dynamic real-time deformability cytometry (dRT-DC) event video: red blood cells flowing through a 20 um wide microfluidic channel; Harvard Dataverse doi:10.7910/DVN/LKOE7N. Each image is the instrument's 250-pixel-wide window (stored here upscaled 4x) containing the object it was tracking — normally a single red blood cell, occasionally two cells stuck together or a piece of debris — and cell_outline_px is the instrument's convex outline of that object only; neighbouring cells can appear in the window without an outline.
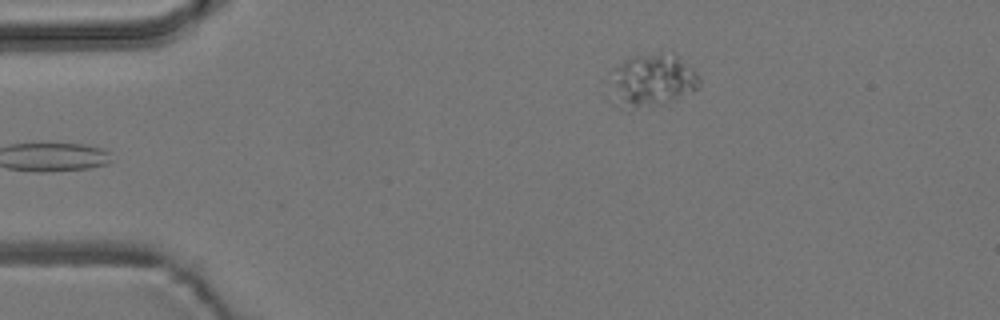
{"species": "common noctule bat (a hibernating species)", "species_latin": "Nyctalus noctula", "temperature_condition": "room temperature", "stored_images_in_passage": 5, "camera_frame_rate_fps": 3000, "um_per_image_px": 0.085, "animal": {"sex": "male", "body_mass_g": 19.2, "forearm_length_mm": 51.8}, "frame": {"image": 1, "passage_image": 5, "time_ms": 4.333, "image_size_px": [1000, 320], "cell_outline_px": [[700, 88], [672, 100], [660, 104], [636, 108], [616, 108], [612, 104], [604, 80], [608, 72], [628, 56], [660, 52], [676, 56], [692, 68], [700, 76]], "centroid_in_image_um": [55.25, 6.84], "position_along_channel_um": 29.8, "area_um2": 28.73}}